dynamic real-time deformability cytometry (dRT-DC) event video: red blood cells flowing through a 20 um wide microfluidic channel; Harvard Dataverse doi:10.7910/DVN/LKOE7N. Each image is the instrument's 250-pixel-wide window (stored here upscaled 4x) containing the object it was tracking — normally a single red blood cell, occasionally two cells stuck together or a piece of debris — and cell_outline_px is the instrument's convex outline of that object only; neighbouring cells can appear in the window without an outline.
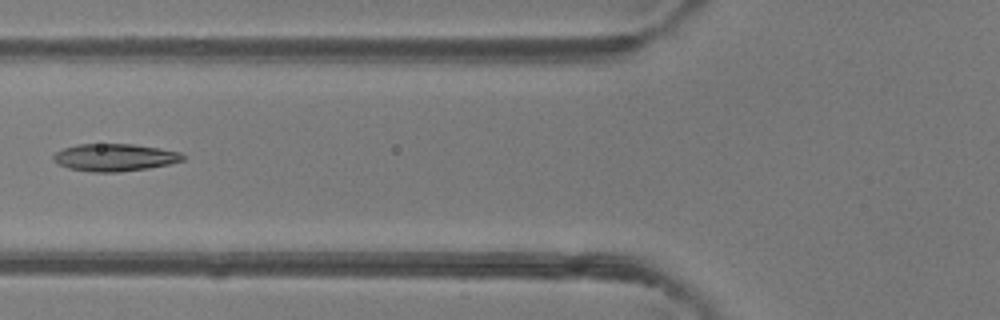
{"species": "common noctule bat (a hibernating species)", "species_latin": "Nyctalus noctula", "temperature_condition": "room temperature", "stored_images_in_passage": 6, "camera_frame_rate_fps": 3000, "um_per_image_px": 0.085, "animal": {"sex": "female"}, "frame": {"image": 1, "passage_image": 6, "time_ms": 1.667, "image_size_px": [1000, 320], "cell_outline_px": [[184, 160], [168, 164], [148, 168], [116, 172], [92, 172], [68, 168], [56, 164], [52, 160], [52, 156], [56, 152], [64, 148], [76, 144], [136, 144], [160, 148], [180, 152], [184, 156]], "centroid_in_image_um": [9.71, 13.38], "position_along_channel_um": 116.1, "area_um2": 20.75}}